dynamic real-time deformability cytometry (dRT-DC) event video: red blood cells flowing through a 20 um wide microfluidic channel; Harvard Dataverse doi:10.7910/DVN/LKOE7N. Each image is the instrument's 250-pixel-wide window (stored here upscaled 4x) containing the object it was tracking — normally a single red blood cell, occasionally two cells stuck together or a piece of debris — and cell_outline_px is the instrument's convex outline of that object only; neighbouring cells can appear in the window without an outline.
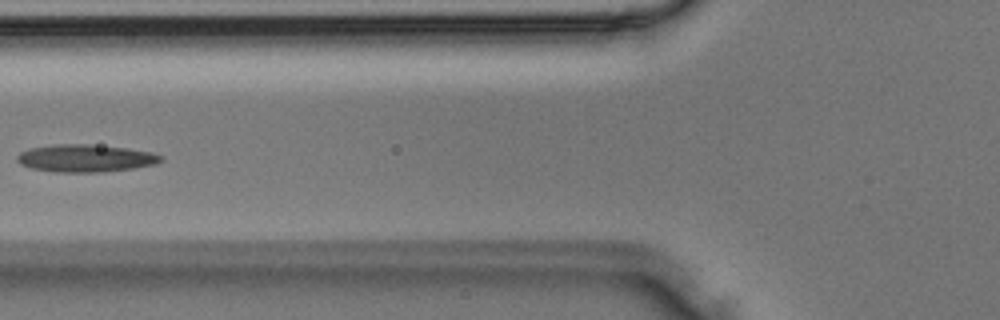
{"species": "Egyptian fruit bat (a non-hibernating species)", "species_latin": "Rousettus aegyptiacus", "temperature_condition": "room temperature", "stored_images_in_passage": 4, "camera_frame_rate_fps": 3000, "um_per_image_px": 0.085, "animal": {"sex": "male"}, "frame": {"image": 1, "passage_image": 4, "time_ms": 1.0, "image_size_px": [1000, 320], "cell_outline_px": [[164, 160], [156, 164], [136, 168], [100, 172], [56, 172], [32, 168], [20, 164], [16, 160], [16, 156], [20, 152], [32, 148], [56, 144], [92, 144], [128, 148], [152, 152], [164, 156]], "centroid_in_image_um": [7.32, 13.45], "position_along_channel_um": 118.5, "area_um2": 23.24}}